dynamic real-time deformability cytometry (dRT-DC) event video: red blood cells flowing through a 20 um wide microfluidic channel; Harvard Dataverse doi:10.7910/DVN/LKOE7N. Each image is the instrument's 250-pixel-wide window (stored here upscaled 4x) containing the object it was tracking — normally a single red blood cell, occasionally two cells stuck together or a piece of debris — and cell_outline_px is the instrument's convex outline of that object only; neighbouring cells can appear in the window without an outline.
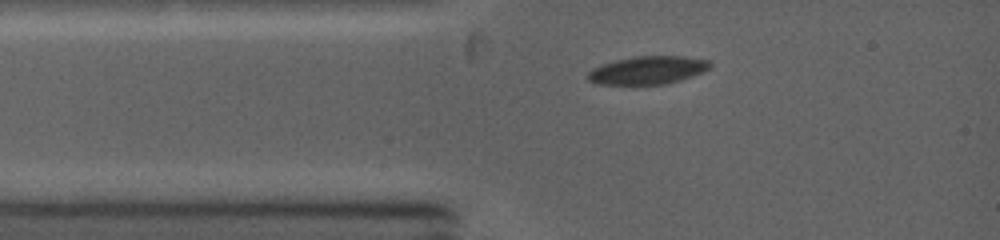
{"species": "common noctule bat (a hibernating species)", "species_latin": "Nyctalus noctula", "temperature_condition": "warm", "stored_images_in_passage": 2, "camera_frame_rate_fps": 5000, "um_per_image_px": 0.085, "animal": {"sex": "female", "body_mass_g": 19.0, "forearm_length_mm": 53.3}, "frame": {"image": 1, "passage_image": 2, "time_ms": 1.2, "image_size_px": [1000, 240], "cell_outline_px": [[712, 64], [704, 72], [680, 80], [664, 84], [596, 84], [588, 80], [588, 72], [592, 68], [600, 64], [616, 60], [636, 56], [684, 56], [708, 60]], "centroid_in_image_um": [55.04, 5.96], "position_along_channel_um": 30.0, "area_um2": 19.94}}